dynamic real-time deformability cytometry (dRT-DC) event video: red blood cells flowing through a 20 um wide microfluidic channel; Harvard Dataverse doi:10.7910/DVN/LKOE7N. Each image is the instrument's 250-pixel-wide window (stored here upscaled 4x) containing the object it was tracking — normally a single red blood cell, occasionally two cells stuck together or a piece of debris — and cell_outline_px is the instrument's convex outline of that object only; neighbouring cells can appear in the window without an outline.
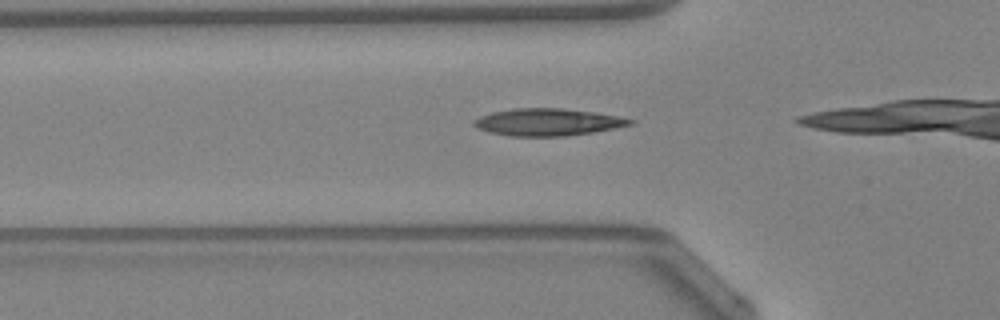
{"species": "Egyptian fruit bat (a non-hibernating species)", "species_latin": "Rousettus aegyptiacus", "temperature_condition": "warm", "stored_images_in_passage": 22, "camera_frame_rate_fps": 3000, "um_per_image_px": 0.085, "animal": {"sex": "female"}, "frame": {"image": 1, "passage_image": 7, "time_ms": 2.0, "image_size_px": [1000, 320], "cell_outline_px": [[636, 124], [592, 132], [564, 136], [512, 136], [488, 132], [476, 128], [472, 124], [472, 120], [480, 116], [492, 112], [512, 108], [564, 108], [620, 116], [636, 120]], "centroid_in_image_um": [46.55, 10.37], "position_along_channel_um": 79.2, "area_um2": 24.91}}